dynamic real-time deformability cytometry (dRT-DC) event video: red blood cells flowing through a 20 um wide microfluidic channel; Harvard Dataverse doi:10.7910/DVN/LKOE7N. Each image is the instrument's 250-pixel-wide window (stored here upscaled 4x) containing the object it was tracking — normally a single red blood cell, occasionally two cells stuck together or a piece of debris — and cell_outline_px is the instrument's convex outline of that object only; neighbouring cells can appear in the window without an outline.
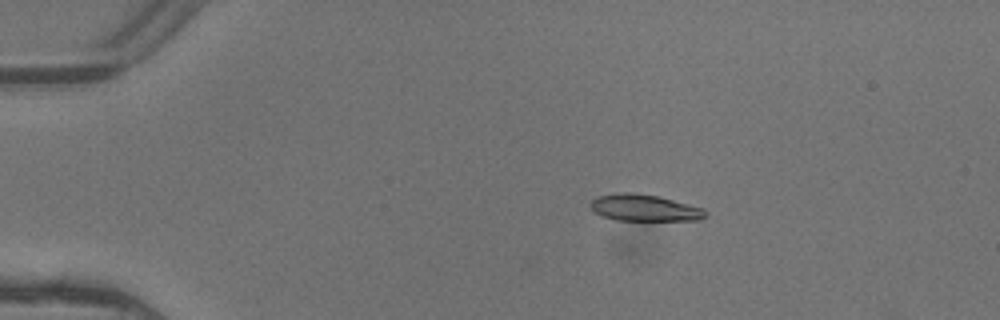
{"species": "common noctule bat (a hibernating species)", "species_latin": "Nyctalus noctula", "temperature_condition": "warm", "stored_images_in_passage": 6, "camera_frame_rate_fps": 3000, "um_per_image_px": 0.085, "animal": {"sex": "female"}, "frame": {"image": 1, "passage_image": 3, "time_ms": 0.667, "image_size_px": [1000, 320], "cell_outline_px": [[708, 216], [700, 220], [616, 220], [600, 216], [592, 212], [588, 204], [592, 200], [600, 196], [620, 192], [632, 192], [660, 196], [704, 208], [708, 212]], "centroid_in_image_um": [54.78, 17.67], "position_along_channel_um": 30.2, "area_um2": 18.21}}
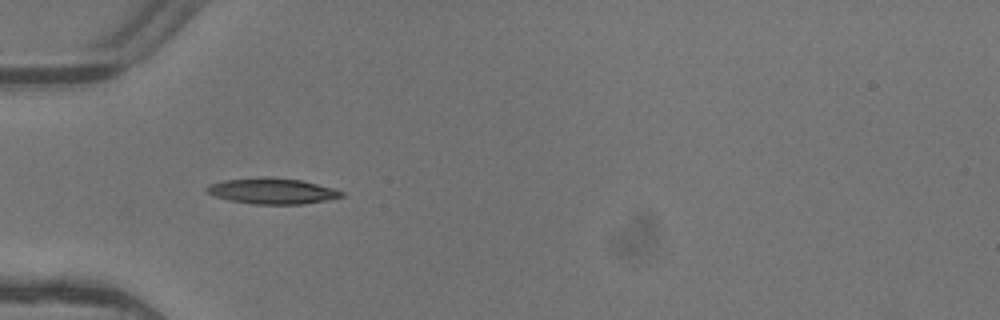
{"frame": {"image": 2, "passage_image": 5, "time_ms": 1.333, "image_size_px": [1000, 320], "cell_outline_px": [[344, 196], [304, 204], [256, 204], [228, 200], [216, 196], [208, 192], [204, 188], [208, 184], [224, 180], [264, 176], [268, 176], [300, 180], [332, 188], [344, 192]], "centroid_in_image_um": [23.1, 16.22], "position_along_channel_um": 61.9, "area_um2": 20.17}}
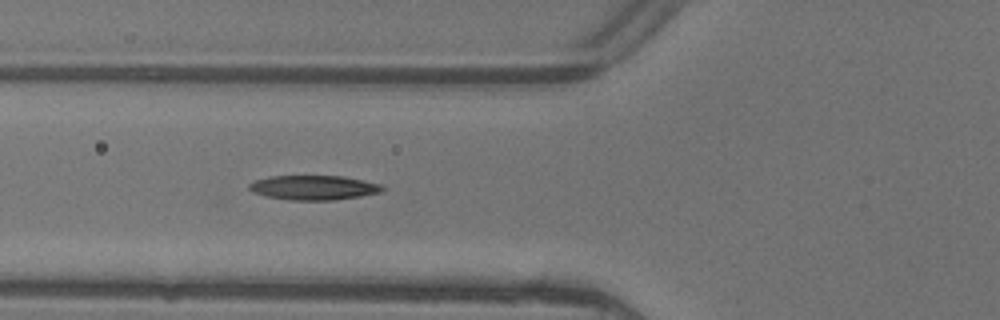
{"frame": {"image": 3, "passage_image": 6, "time_ms": 1.667, "image_size_px": [1000, 320], "cell_outline_px": [[384, 188], [380, 192], [360, 196], [332, 200], [288, 200], [264, 196], [252, 192], [248, 188], [248, 184], [256, 180], [268, 176], [344, 176], [380, 184]], "centroid_in_image_um": [26.6, 15.95], "position_along_channel_um": 99.2, "area_um2": 19.02}}